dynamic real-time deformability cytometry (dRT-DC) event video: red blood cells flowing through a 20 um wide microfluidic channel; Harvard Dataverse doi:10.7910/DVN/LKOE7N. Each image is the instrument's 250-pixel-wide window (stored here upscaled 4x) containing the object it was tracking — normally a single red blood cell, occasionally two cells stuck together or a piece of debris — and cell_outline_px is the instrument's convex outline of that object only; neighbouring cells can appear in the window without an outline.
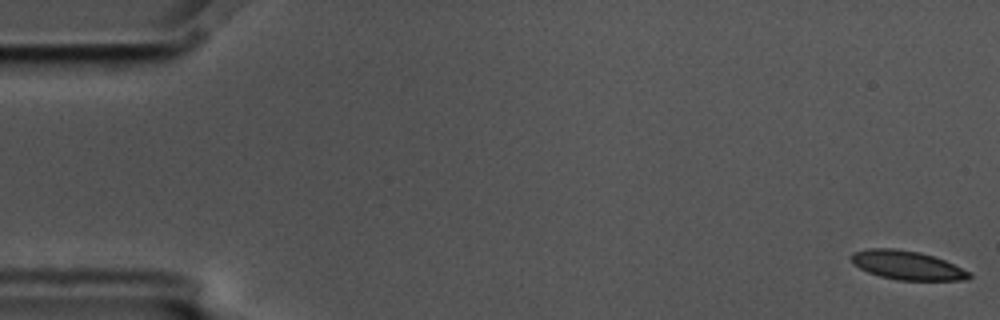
{"species": "common noctule bat (a hibernating species)", "species_latin": "Nyctalus noctula", "temperature_condition": "cold", "stored_images_in_passage": 57, "camera_frame_rate_fps": 3000, "um_per_image_px": 0.085, "animal": {"sex": "male", "body_mass_g": 17.5, "forearm_length_mm": 52.3}, "frame": {"image": 1, "passage_image": 1, "time_ms": 0.0, "image_size_px": [1000, 320], "cell_outline_px": [[972, 276], [968, 280], [896, 280], [880, 276], [868, 272], [852, 264], [852, 252], [868, 248], [896, 248], [920, 252], [944, 260], [972, 272]], "centroid_in_image_um": [77.12, 22.54], "position_along_channel_um": 7.9, "area_um2": 19.94}}
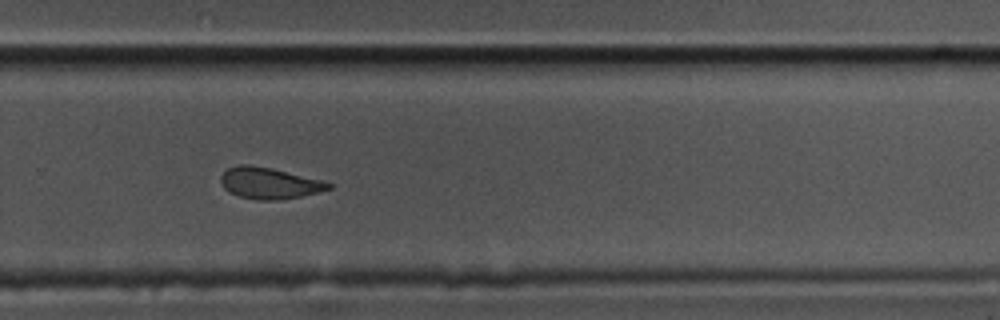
{"frame": {"image": 2, "passage_image": 38, "time_ms": 12.333, "image_size_px": [1000, 320], "cell_outline_px": [[332, 188], [300, 196], [276, 200], [256, 200], [240, 196], [228, 192], [224, 188], [220, 180], [220, 176], [228, 168], [240, 164], [248, 164], [272, 168], [324, 180], [332, 184]], "centroid_in_image_um": [22.87, 15.56], "position_along_channel_um": 306.9, "area_um2": 19.65}}
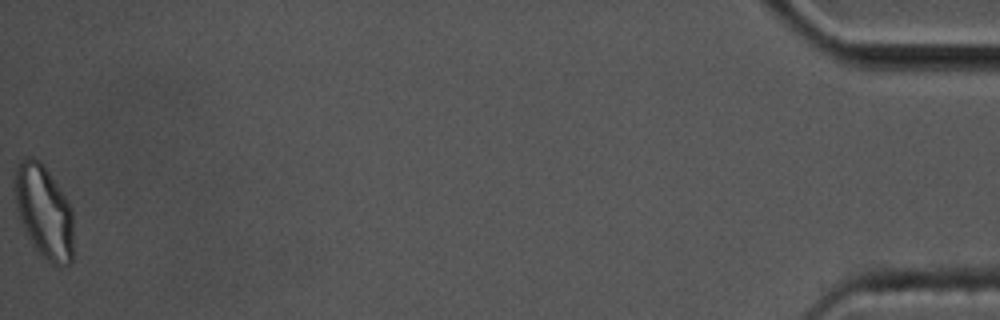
{"frame": {"image": 3, "passage_image": 57, "time_ms": 18.667, "image_size_px": [1000, 320], "cell_outline_px": [[72, 260], [68, 264], [52, 264], [36, 248], [24, 232], [20, 220], [12, 188], [12, 176], [20, 160], [24, 156], [32, 156], [40, 160], [44, 164], [68, 200], [72, 208]], "centroid_in_image_um": [3.69, 17.89], "position_along_channel_um": 431.5, "area_um2": 32.25}, "authors_computed_cell_mechanics": {"area_um2": 20.519, "velocity_mm_per_s": 3.5519, "shape_relaxation_time_tau1_ms": null, "shape_relaxation_time_tau2_ms": 3.2564, "deformation_change_tau1": null, "deformation_change_tau2": 0.0818}}